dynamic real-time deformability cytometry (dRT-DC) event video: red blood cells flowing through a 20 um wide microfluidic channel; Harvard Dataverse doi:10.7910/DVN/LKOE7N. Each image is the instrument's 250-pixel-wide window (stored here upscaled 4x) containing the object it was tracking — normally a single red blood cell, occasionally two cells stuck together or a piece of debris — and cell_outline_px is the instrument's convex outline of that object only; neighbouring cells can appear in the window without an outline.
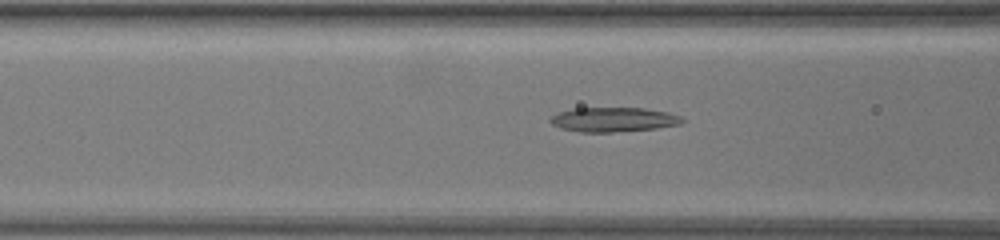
{"species": "common noctule bat (a hibernating species)", "species_latin": "Nyctalus noctula", "temperature_condition": "warm", "stored_images_in_passage": 55, "camera_frame_rate_fps": 3000, "um_per_image_px": 0.085, "animal": {"sex": "female", "body_mass_g": 19.5, "forearm_length_mm": 54.1}, "frame": {"image": 1, "passage_image": 25, "time_ms": 8.0, "image_size_px": [1000, 240], "cell_outline_px": [[684, 120], [680, 124], [656, 128], [612, 132], [580, 132], [560, 128], [552, 124], [548, 120], [552, 116], [560, 112], [576, 108], [644, 108], [668, 112], [680, 116]], "centroid_in_image_um": [52.13, 10.16], "position_along_channel_um": 114.5, "area_um2": 18.67}}
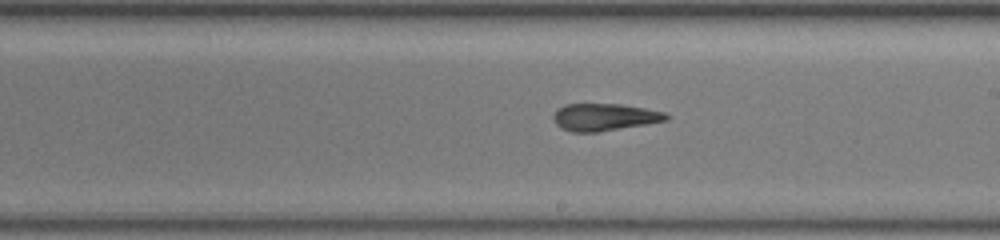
{"frame": {"image": 2, "passage_image": 37, "time_ms": 12.0, "image_size_px": [1000, 240], "cell_outline_px": [[668, 120], [648, 124], [596, 132], [572, 132], [560, 128], [552, 120], [552, 116], [556, 108], [564, 104], [620, 104], [644, 108], [664, 112], [668, 116]], "centroid_in_image_um": [51.31, 9.95], "position_along_channel_um": 237.7, "area_um2": 18.03}}
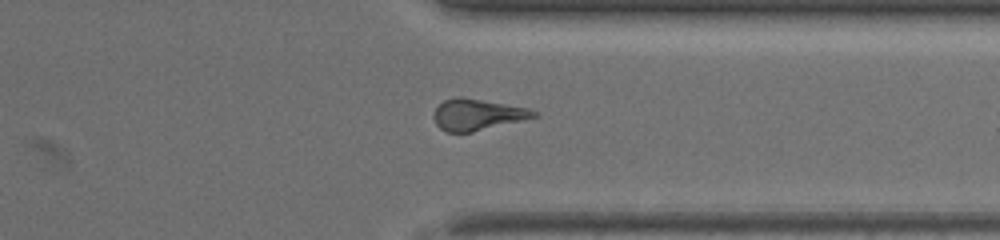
{"frame": {"image": 3, "passage_image": 50, "time_ms": 16.333, "image_size_px": [1000, 240], "cell_outline_px": [[540, 116], [472, 132], [444, 132], [436, 124], [432, 116], [436, 108], [444, 100], [456, 96], [464, 96], [528, 108], [540, 112]], "centroid_in_image_um": [40.59, 9.73], "position_along_channel_um": 370.8, "area_um2": 18.5}}